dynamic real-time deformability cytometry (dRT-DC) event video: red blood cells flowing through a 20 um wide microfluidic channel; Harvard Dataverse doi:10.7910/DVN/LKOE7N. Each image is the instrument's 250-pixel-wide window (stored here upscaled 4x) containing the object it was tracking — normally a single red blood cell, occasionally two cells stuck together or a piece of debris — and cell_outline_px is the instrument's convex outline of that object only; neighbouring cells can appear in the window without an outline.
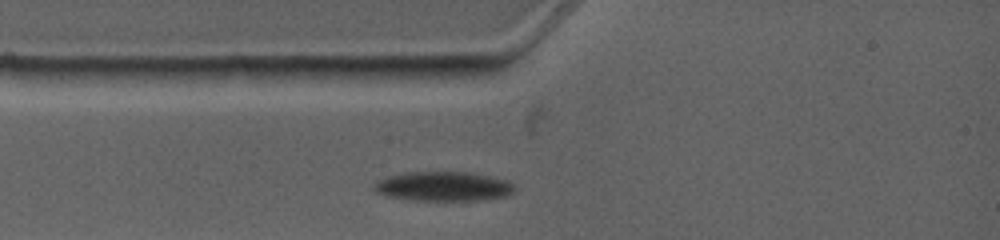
{"species": "common noctule bat (a hibernating species)", "species_latin": "Nyctalus noctula", "temperature_condition": "warm", "stored_images_in_passage": 1, "camera_frame_rate_fps": 4500, "um_per_image_px": 0.085, "animal": {"sex": "female", "body_mass_g": 19.0, "forearm_length_mm": 53.3}, "frame": {"image": 1, "passage_image": 1, "time_ms": 0.0, "image_size_px": [1000, 240], "cell_outline_px": [[516, 188], [508, 196], [484, 200], [412, 200], [388, 196], [376, 192], [376, 180], [408, 172], [464, 172], [488, 176], [504, 180], [512, 184]], "centroid_in_image_um": [37.72, 15.85], "position_along_channel_um": 47.3, "area_um2": 23.7}}